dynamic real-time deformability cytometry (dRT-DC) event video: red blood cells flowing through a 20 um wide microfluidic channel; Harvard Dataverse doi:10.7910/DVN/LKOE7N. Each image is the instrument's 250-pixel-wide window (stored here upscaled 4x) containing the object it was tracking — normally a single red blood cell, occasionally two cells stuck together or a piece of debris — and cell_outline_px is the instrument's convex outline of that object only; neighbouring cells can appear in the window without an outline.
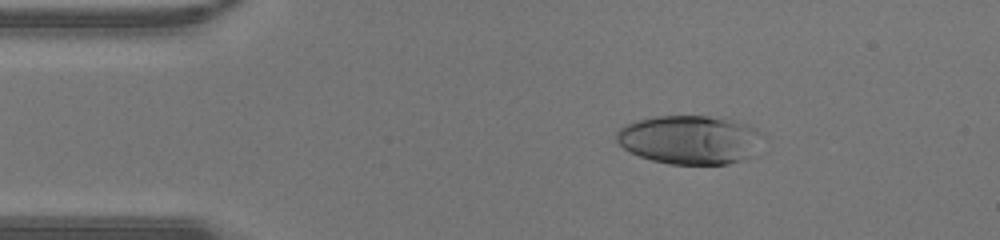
{"species": "human", "species_latin": "Homo sapiens", "temperature_condition": "warm", "stored_images_in_passage": 36, "camera_frame_rate_fps": 3000, "um_per_image_px": 0.085, "donor": {"sex": "male"}, "frame": {"image": 1, "passage_image": 1, "time_ms": 0.0, "image_size_px": [1000, 240], "cell_outline_px": [[760, 132], [740, 160], [728, 164], [672, 164], [652, 160], [640, 156], [624, 148], [616, 140], [616, 132], [624, 124], [656, 116], [708, 116], [744, 124], [756, 128]], "centroid_in_image_um": [58.44, 11.86], "position_along_channel_um": 26.6, "area_um2": 39.88}}
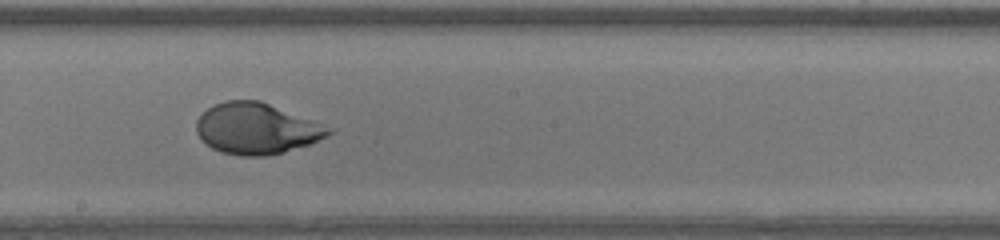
{"frame": {"image": 2, "passage_image": 17, "time_ms": 5.333, "image_size_px": [1000, 240], "cell_outline_px": [[336, 128], [332, 132], [308, 144], [284, 152], [264, 156], [240, 156], [220, 152], [212, 148], [196, 132], [196, 120], [208, 108], [224, 100], [260, 100]], "centroid_in_image_um": [21.82, 10.92], "position_along_channel_um": 226.4, "area_um2": 39.25}}
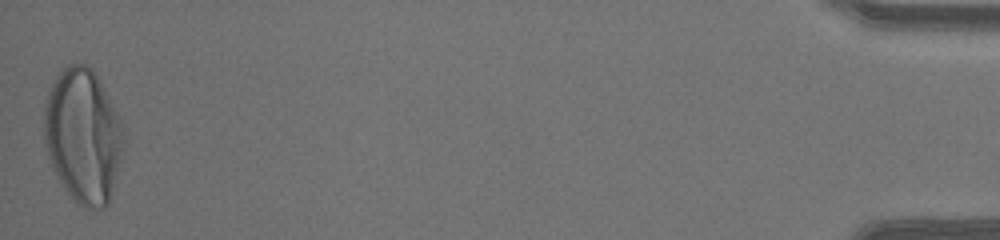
{"frame": {"image": 3, "passage_image": 36, "time_ms": 11.667, "image_size_px": [1000, 240], "cell_outline_px": [[124, 140], [112, 192], [108, 204], [104, 208], [84, 208], [68, 192], [60, 180], [52, 164], [44, 140], [44, 108], [48, 92], [56, 76], [68, 64], [84, 64], [92, 68], [120, 120], [124, 132]], "centroid_in_image_um": [7.05, 11.53], "position_along_channel_um": 428.1, "area_um2": 61.04}}